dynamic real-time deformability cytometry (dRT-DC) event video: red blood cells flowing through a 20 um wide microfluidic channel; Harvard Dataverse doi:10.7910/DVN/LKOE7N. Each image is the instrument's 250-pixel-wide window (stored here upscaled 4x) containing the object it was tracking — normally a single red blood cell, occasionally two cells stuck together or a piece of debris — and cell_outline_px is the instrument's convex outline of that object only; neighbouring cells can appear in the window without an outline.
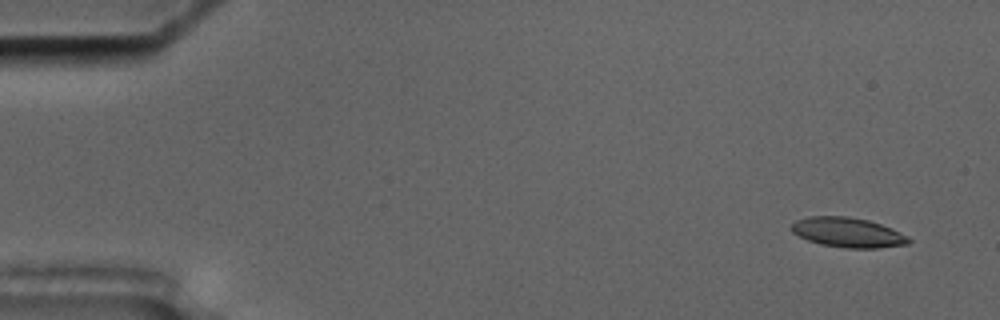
{"species": "common noctule bat (a hibernating species)", "species_latin": "Nyctalus noctula", "temperature_condition": "cold", "stored_images_in_passage": 15, "camera_frame_rate_fps": 3000, "um_per_image_px": 0.085, "animal": {"sex": "male", "body_mass_g": 17.5, "forearm_length_mm": 52.3}, "frame": {"image": 1, "passage_image": 1, "time_ms": 0.0, "image_size_px": [1000, 320], "cell_outline_px": [[912, 240], [908, 244], [876, 248], [844, 248], [820, 244], [808, 240], [792, 232], [792, 224], [796, 220], [808, 216], [848, 216], [868, 220], [892, 228], [908, 236]], "centroid_in_image_um": [72.08, 19.76], "position_along_channel_um": 12.9, "area_um2": 20.35}}
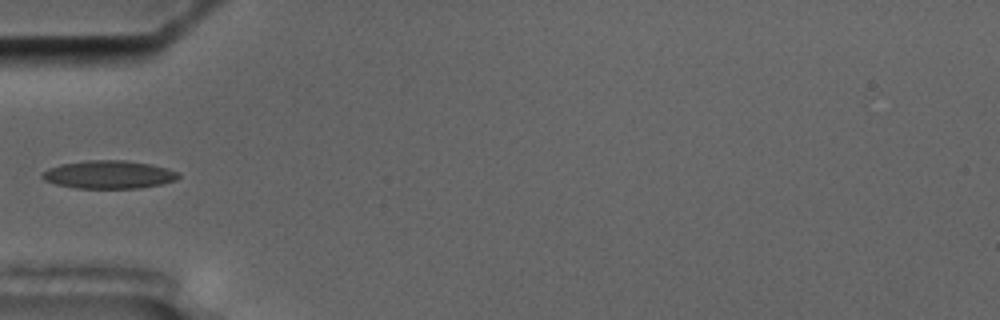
{"frame": {"image": 2, "passage_image": 5, "time_ms": 5.333, "image_size_px": [1000, 320], "cell_outline_px": [[180, 176], [176, 180], [160, 184], [140, 188], [76, 188], [56, 184], [44, 180], [40, 176], [48, 168], [60, 164], [88, 160], [124, 160], [148, 164], [168, 168], [176, 172]], "centroid_in_image_um": [9.22, 14.84], "position_along_channel_um": 75.8, "area_um2": 22.14}}
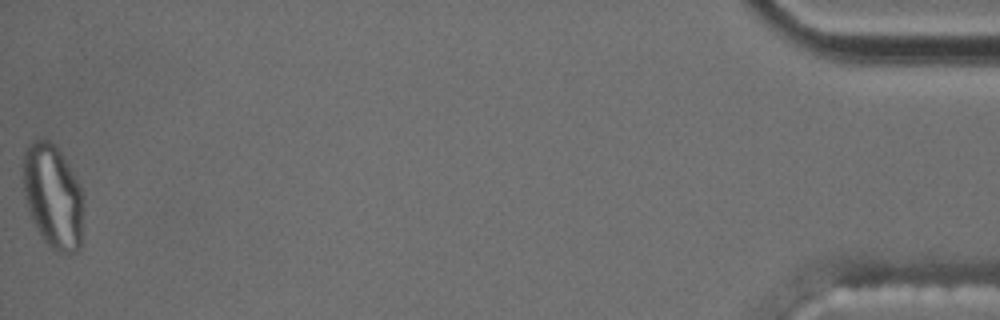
{"frame": {"image": 3, "passage_image": 15, "time_ms": 18.333, "image_size_px": [1000, 320], "cell_outline_px": [[80, 248], [76, 252], [60, 252], [52, 248], [44, 240], [28, 208], [24, 192], [24, 152], [28, 144], [36, 136], [48, 140], [56, 144], [80, 184]], "centroid_in_image_um": [4.47, 16.59], "position_along_channel_um": 430.7, "area_um2": 35.6}, "authors_computed_cell_mechanics": {"area_um2": 21.2704, "velocity_mm_per_s": 3.4668, "shape_relaxation_time_tau1_ms": null, "shape_relaxation_time_tau2_ms": 2.8453, "deformation_change_tau1": null, "deformation_change_tau2": 0.0829}}